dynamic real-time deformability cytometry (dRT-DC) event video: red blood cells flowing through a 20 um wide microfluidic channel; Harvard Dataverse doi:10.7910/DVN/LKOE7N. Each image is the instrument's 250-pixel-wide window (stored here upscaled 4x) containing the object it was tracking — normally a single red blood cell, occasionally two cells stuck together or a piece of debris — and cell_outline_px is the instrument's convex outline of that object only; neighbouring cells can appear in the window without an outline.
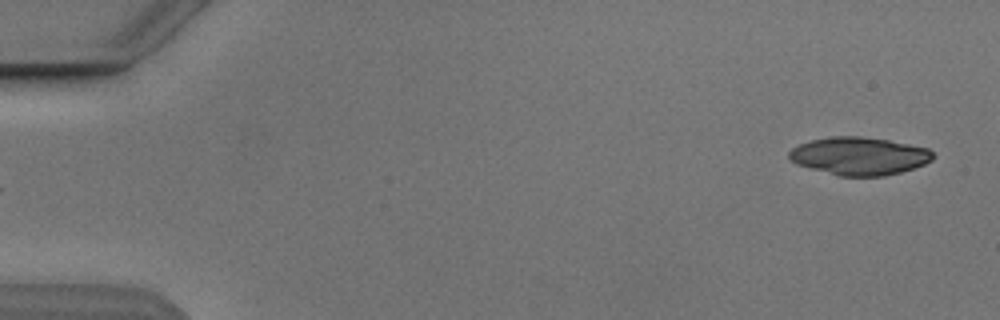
{"species": "Egyptian fruit bat (a non-hibernating species)", "species_latin": "Rousettus aegyptiacus", "temperature_condition": "cold", "stored_images_in_passage": 6, "segment_of_instrument_passage": [2, 2], "camera_frame_rate_fps": 3000, "um_per_image_px": 0.085, "animal": {"sex": "male"}, "frame": {"image": 1, "passage_image": 6, "time_ms": 6.0, "image_size_px": [1000, 320], "cell_outline_px": [[936, 156], [932, 160], [924, 164], [900, 172], [884, 176], [840, 176], [796, 164], [788, 160], [788, 152], [792, 148], [800, 144], [812, 140], [832, 136], [860, 136], [888, 140], [928, 148]], "centroid_in_image_um": [73.02, 13.26], "position_along_channel_um": 12.0, "area_um2": 31.67}}